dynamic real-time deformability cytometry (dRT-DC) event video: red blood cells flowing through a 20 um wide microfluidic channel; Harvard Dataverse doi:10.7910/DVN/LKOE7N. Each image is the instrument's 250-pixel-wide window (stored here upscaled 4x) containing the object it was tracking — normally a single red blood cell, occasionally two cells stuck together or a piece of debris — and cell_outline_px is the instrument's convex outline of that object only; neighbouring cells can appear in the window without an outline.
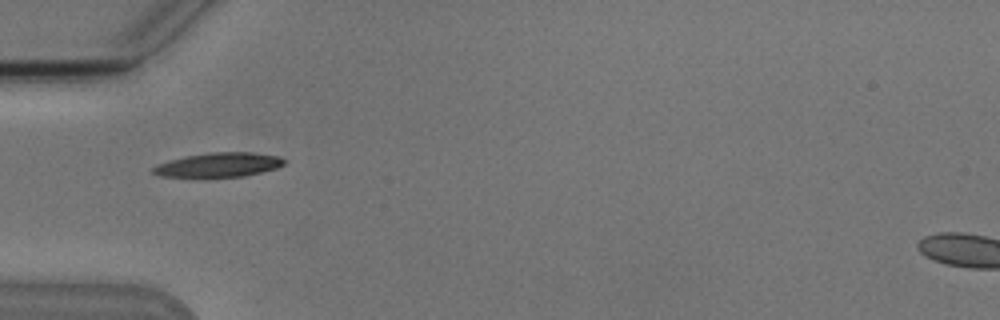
{"species": "Egyptian fruit bat (a non-hibernating species)", "species_latin": "Rousettus aegyptiacus", "temperature_condition": "cold", "stored_images_in_passage": 9, "camera_frame_rate_fps": 3000, "um_per_image_px": 0.085, "animal": {"sex": "male"}, "frame": {"image": 1, "passage_image": 6, "time_ms": 6.0, "image_size_px": [1000, 320], "cell_outline_px": [[284, 164], [276, 168], [244, 176], [160, 176], [152, 172], [152, 168], [168, 160], [184, 156], [212, 152], [252, 152], [280, 156], [284, 160]], "centroid_in_image_um": [18.61, 13.99], "position_along_channel_um": 66.4, "area_um2": 18.21}}
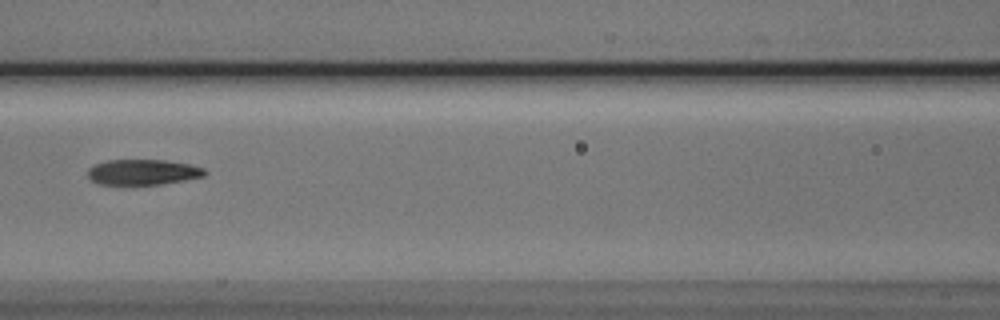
{"frame": {"image": 2, "passage_image": 8, "time_ms": 8.333, "image_size_px": [1000, 320], "cell_outline_px": [[208, 172], [204, 176], [184, 180], [160, 184], [100, 184], [92, 180], [88, 176], [88, 168], [96, 164], [108, 160], [164, 160], [188, 164], [204, 168]], "centroid_in_image_um": [12.16, 14.62], "position_along_channel_um": 154.4, "area_um2": 17.17}}
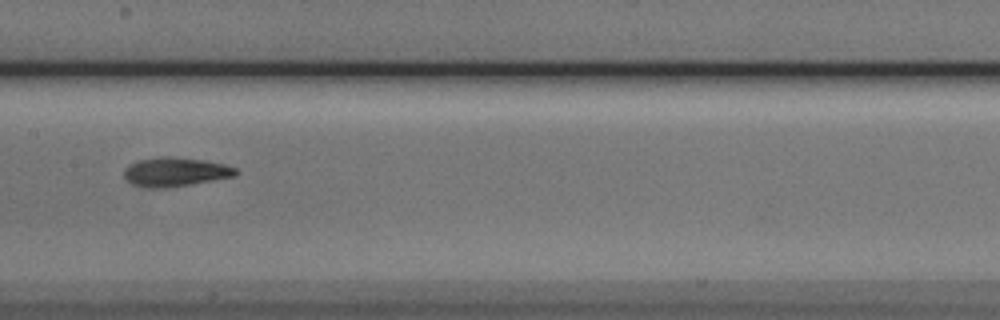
{"frame": {"image": 3, "passage_image": 9, "time_ms": 9.333, "image_size_px": [1000, 320], "cell_outline_px": [[240, 172], [236, 176], [164, 188], [144, 188], [132, 184], [124, 176], [124, 168], [128, 164], [140, 160], [160, 156], [172, 156], [204, 160], [224, 164], [236, 168]], "centroid_in_image_um": [14.89, 14.6], "position_along_channel_um": 192.5, "area_um2": 18.96}}